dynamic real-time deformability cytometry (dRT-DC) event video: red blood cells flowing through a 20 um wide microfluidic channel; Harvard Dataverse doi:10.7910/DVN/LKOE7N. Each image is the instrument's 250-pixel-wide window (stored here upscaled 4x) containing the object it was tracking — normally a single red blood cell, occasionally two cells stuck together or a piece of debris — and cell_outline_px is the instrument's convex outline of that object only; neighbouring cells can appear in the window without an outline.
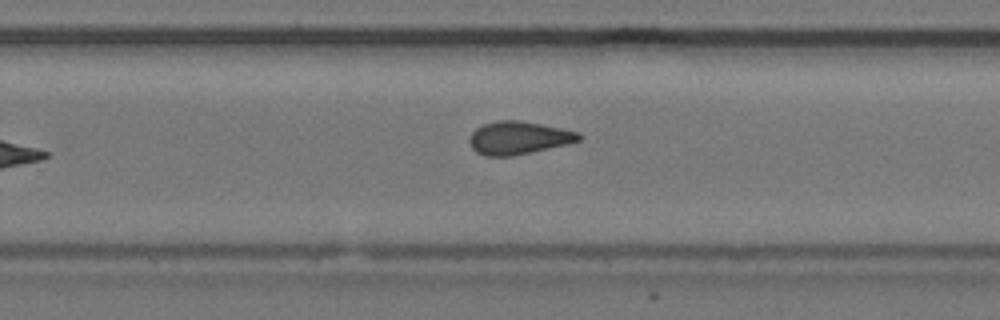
{"species": "common noctule bat (a hibernating species)", "species_latin": "Nyctalus noctula", "temperature_condition": "cold", "stored_images_in_passage": 10, "camera_frame_rate_fps": 3000, "um_per_image_px": 0.085, "animal": {"sex": "female", "body_mass_g": 24.6, "forearm_length_mm": 56.2}, "frame": {"image": 1, "passage_image": 10, "time_ms": 3.0, "image_size_px": [1000, 320], "cell_outline_px": [[584, 136], [580, 140], [568, 144], [512, 156], [484, 156], [476, 152], [472, 148], [468, 140], [472, 132], [476, 128], [484, 124], [496, 120], [520, 120], [564, 128], [580, 132]], "centroid_in_image_um": [44.1, 11.71], "position_along_channel_um": 285.7, "area_um2": 21.27}}